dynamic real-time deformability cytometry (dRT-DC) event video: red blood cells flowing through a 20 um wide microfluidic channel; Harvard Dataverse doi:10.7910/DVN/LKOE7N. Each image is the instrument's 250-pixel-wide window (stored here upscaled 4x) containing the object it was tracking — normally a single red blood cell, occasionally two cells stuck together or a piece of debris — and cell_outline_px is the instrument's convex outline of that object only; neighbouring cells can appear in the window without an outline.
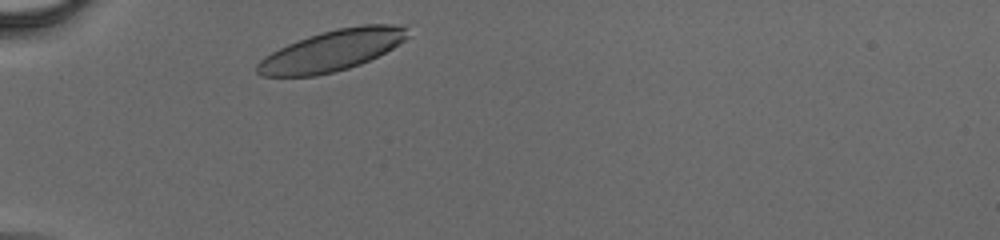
{"species": "human", "species_latin": "Homo sapiens", "temperature_condition": "cold", "stored_images_in_passage": 26, "camera_frame_rate_fps": 3000, "um_per_image_px": 0.085, "donor": {"sex": "male"}, "frame": {"image": 1, "passage_image": 1, "time_ms": 0.0, "image_size_px": [1000, 240], "cell_outline_px": [[408, 36], [404, 40], [392, 48], [360, 64], [348, 68], [316, 76], [260, 76], [256, 72], [256, 64], [264, 56], [288, 44], [308, 36], [336, 28], [364, 24], [392, 24], [404, 28]], "centroid_in_image_um": [28.16, 4.3], "position_along_channel_um": 56.8, "area_um2": 35.43}}
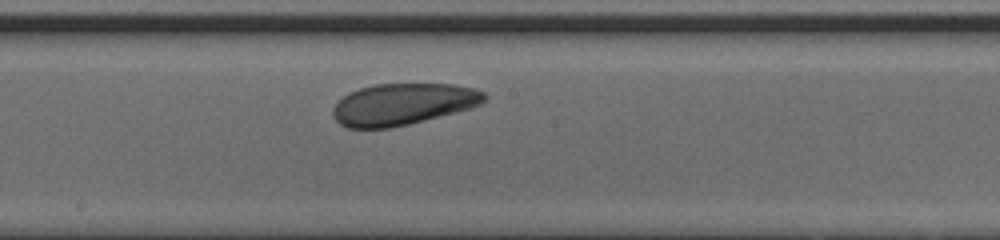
{"frame": {"image": 2, "passage_image": 13, "time_ms": 4.0, "image_size_px": [1000, 240], "cell_outline_px": [[488, 96], [480, 104], [472, 108], [392, 128], [348, 128], [340, 124], [332, 116], [332, 112], [336, 104], [348, 92], [360, 88], [376, 84], [452, 84], [476, 88], [484, 92]], "centroid_in_image_um": [34.26, 8.85], "position_along_channel_um": 213.9, "area_um2": 36.7}}
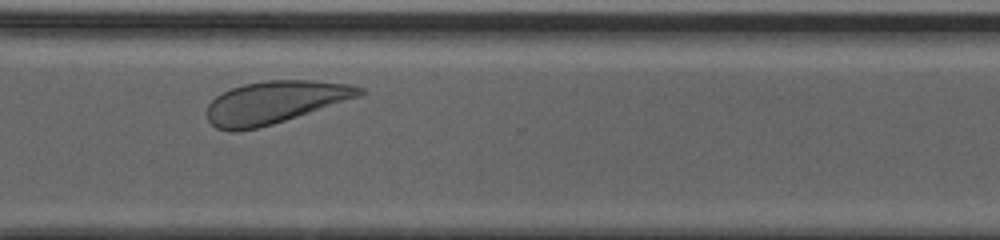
{"frame": {"image": 3, "passage_image": 22, "time_ms": 7.0, "image_size_px": [1000, 240], "cell_outline_px": [[364, 92], [360, 96], [272, 124], [256, 128], [236, 132], [232, 132], [216, 128], [208, 120], [204, 112], [208, 104], [216, 96], [232, 88], [244, 84], [264, 80], [312, 80], [352, 84], [364, 88]], "centroid_in_image_um": [23.32, 8.69], "position_along_channel_um": 347.3, "area_um2": 37.63}}